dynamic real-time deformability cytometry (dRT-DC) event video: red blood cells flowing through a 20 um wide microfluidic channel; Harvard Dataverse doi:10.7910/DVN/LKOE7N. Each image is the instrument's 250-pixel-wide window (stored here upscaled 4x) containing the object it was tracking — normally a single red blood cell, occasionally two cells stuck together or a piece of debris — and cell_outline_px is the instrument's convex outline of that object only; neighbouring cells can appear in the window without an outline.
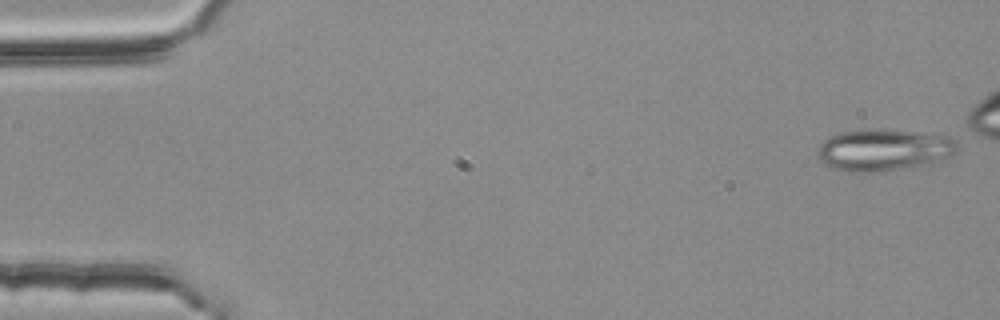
{"species": "common noctule bat (a hibernating species)", "species_latin": "Nyctalus noctula", "temperature_condition": "room temperature", "stored_images_in_passage": 5, "camera_frame_rate_fps": 3000, "um_per_image_px": 0.085, "animal": {"sex": "female", "body_mass_g": 25.1}, "frame": {"image": 1, "passage_image": 1, "time_ms": 0.0, "image_size_px": [1000, 320], "cell_outline_px": [[956, 152], [952, 156], [920, 164], [900, 168], [872, 172], [848, 172], [828, 168], [820, 160], [816, 152], [816, 148], [824, 140], [840, 132], [908, 132], [948, 136], [956, 144]], "centroid_in_image_um": [75.01, 12.79], "position_along_channel_um": 10.0, "area_um2": 32.48}}